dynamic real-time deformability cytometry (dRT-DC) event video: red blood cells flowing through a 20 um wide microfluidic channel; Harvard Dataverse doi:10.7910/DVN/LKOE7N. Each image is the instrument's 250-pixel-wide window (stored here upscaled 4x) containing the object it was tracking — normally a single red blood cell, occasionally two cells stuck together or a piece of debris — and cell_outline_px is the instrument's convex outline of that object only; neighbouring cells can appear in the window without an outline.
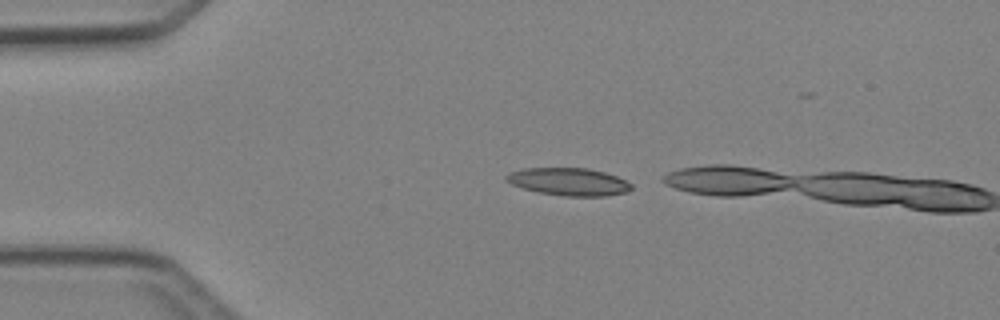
{"species": "Egyptian fruit bat (a non-hibernating species)", "species_latin": "Rousettus aegyptiacus", "temperature_condition": "cold", "stored_images_in_passage": 2, "camera_frame_rate_fps": 3000, "um_per_image_px": 0.085, "animal": {"sex": "female"}, "frame": {"image": 1, "passage_image": 1, "time_ms": 0.0, "image_size_px": [1000, 320], "cell_outline_px": [[632, 188], [628, 192], [604, 196], [564, 196], [540, 192], [524, 188], [512, 184], [504, 180], [504, 176], [508, 172], [524, 168], [588, 168], [604, 172], [616, 176], [632, 184]], "centroid_in_image_um": [48.33, 15.44], "position_along_channel_um": 36.7, "area_um2": 20.11}}